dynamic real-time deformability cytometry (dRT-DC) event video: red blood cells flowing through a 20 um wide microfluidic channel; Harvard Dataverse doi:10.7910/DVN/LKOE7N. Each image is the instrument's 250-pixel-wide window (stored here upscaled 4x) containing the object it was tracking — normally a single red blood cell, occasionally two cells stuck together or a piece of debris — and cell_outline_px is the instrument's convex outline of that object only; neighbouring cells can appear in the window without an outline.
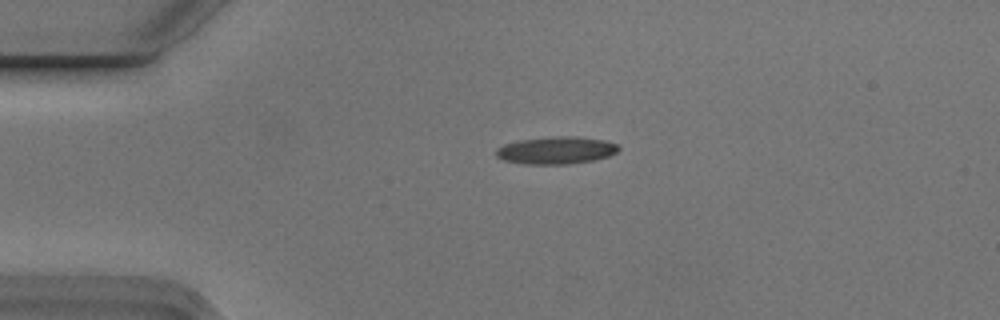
{"species": "Egyptian fruit bat (a non-hibernating species)", "species_latin": "Rousettus aegyptiacus", "temperature_condition": "cold", "stored_images_in_passage": 5, "camera_frame_rate_fps": 3000, "um_per_image_px": 0.085, "animal": {"sex": "male"}, "frame": {"image": 1, "passage_image": 4, "time_ms": 1.0, "image_size_px": [1000, 320], "cell_outline_px": [[620, 148], [616, 152], [608, 156], [592, 160], [568, 164], [524, 164], [504, 160], [496, 156], [496, 148], [504, 144], [520, 140], [552, 136], [572, 136], [604, 140], [616, 144]], "centroid_in_image_um": [47.24, 12.77], "position_along_channel_um": 37.8, "area_um2": 19.42}}